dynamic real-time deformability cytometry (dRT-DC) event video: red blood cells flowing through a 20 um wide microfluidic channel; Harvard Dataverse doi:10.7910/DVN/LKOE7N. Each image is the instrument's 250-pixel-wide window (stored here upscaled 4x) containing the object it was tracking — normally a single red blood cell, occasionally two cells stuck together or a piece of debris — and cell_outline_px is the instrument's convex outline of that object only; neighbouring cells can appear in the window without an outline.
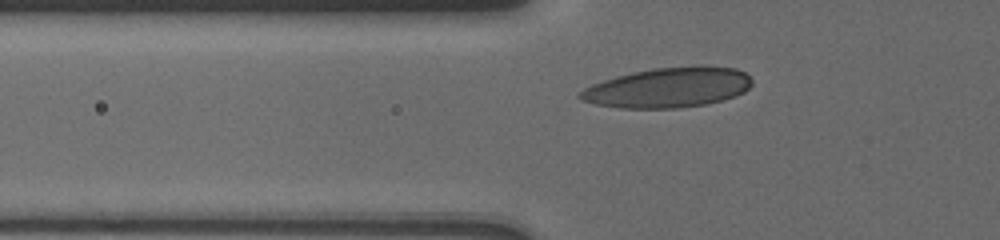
{"species": "human", "species_latin": "Homo sapiens", "temperature_condition": "cold", "stored_images_in_passage": 49, "camera_frame_rate_fps": 3000, "um_per_image_px": 0.085, "donor": {"sex": "male"}, "frame": {"image": 1, "passage_image": 4, "time_ms": 1.333, "image_size_px": [1000, 240], "cell_outline_px": [[752, 84], [744, 92], [720, 100], [704, 104], [672, 108], [620, 108], [596, 104], [580, 100], [576, 96], [584, 88], [592, 84], [616, 76], [632, 72], [652, 68], [696, 64], [700, 64], [736, 68], [744, 72], [752, 80]], "centroid_in_image_um": [56.78, 7.41], "position_along_channel_um": 69.0, "area_um2": 40.34}}
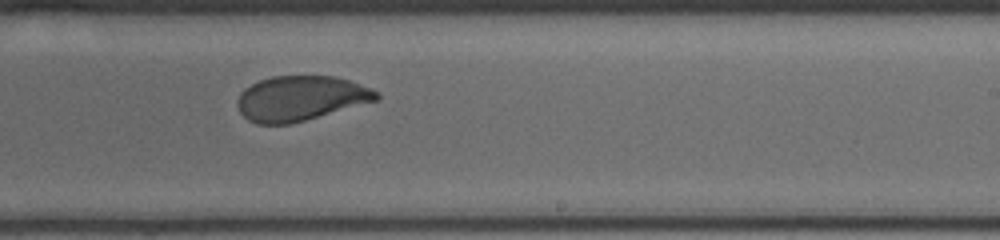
{"frame": {"image": 2, "passage_image": 27, "time_ms": 6.667, "image_size_px": [1000, 240], "cell_outline_px": [[380, 96], [376, 100], [292, 124], [256, 124], [248, 120], [240, 112], [236, 104], [236, 100], [240, 92], [244, 88], [260, 80], [272, 76], [336, 76], [348, 80], [368, 88], [376, 92]], "centroid_in_image_um": [25.47, 8.36], "position_along_channel_um": 263.5, "area_um2": 36.13}}
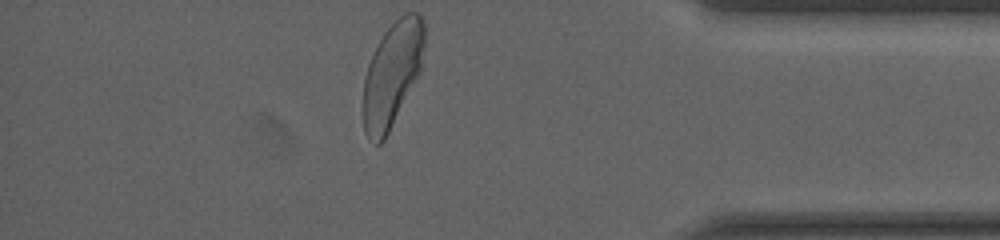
{"frame": {"image": 3, "passage_image": 48, "time_ms": 11.0, "image_size_px": [1000, 240], "cell_outline_px": [[424, 44], [420, 72], [384, 140], [380, 144], [376, 144], [364, 132], [364, 80], [368, 64], [384, 32], [404, 12], [416, 12], [424, 20]], "centroid_in_image_um": [33.35, 6.28], "position_along_channel_um": 401.9, "area_um2": 36.7}, "authors_computed_cell_mechanics": {"area_um2": 37.1076, "velocity_mm_per_s": 3.7134, "shape_relaxation_time_tau1_ms": 2.9822, "shape_relaxation_time_tau2_ms": null, "deformation_change_tau1": 0.1323, "deformation_change_tau2": null}}